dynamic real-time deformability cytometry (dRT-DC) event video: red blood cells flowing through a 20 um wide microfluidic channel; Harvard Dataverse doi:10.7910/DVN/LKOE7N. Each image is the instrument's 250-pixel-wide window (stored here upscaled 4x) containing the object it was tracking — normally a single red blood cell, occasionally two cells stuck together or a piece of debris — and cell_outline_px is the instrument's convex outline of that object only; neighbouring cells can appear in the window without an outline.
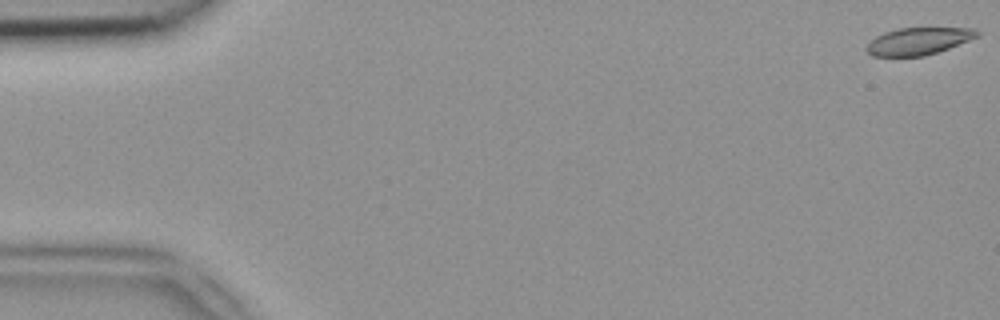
{"species": "common noctule bat (a hibernating species)", "species_latin": "Nyctalus noctula", "temperature_condition": "room temperature", "stored_images_in_passage": 50, "camera_frame_rate_fps": 3000, "um_per_image_px": 0.085, "animal": {"sex": "female", "body_mass_g": 18.4}, "frame": {"image": 1, "passage_image": 1, "time_ms": 0.0, "image_size_px": [1000, 320], "cell_outline_px": [[980, 36], [948, 48], [924, 56], [872, 56], [864, 48], [876, 36], [884, 32], [900, 28], [972, 28], [980, 32]], "centroid_in_image_um": [78.06, 3.49], "position_along_channel_um": 6.9, "area_um2": 17.4}}
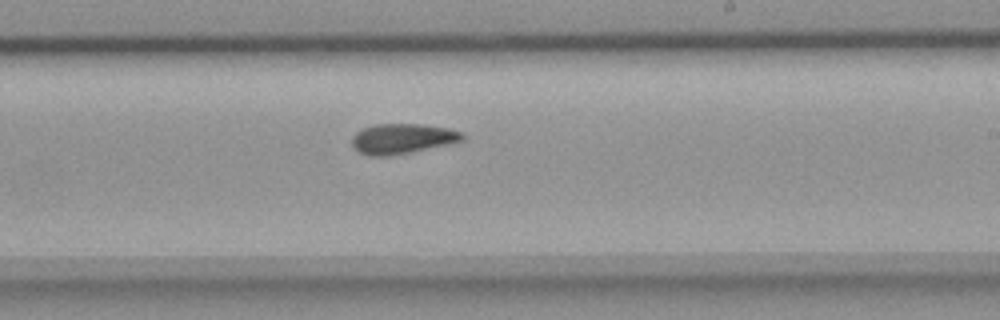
{"frame": {"image": 2, "passage_image": 30, "time_ms": 9.667, "image_size_px": [1000, 320], "cell_outline_px": [[464, 140], [448, 144], [412, 152], [388, 156], [368, 156], [360, 152], [352, 144], [352, 136], [356, 132], [372, 124], [424, 124], [448, 128], [460, 132], [464, 136]], "centroid_in_image_um": [34.18, 11.78], "position_along_channel_um": 254.8, "area_um2": 19.36}}
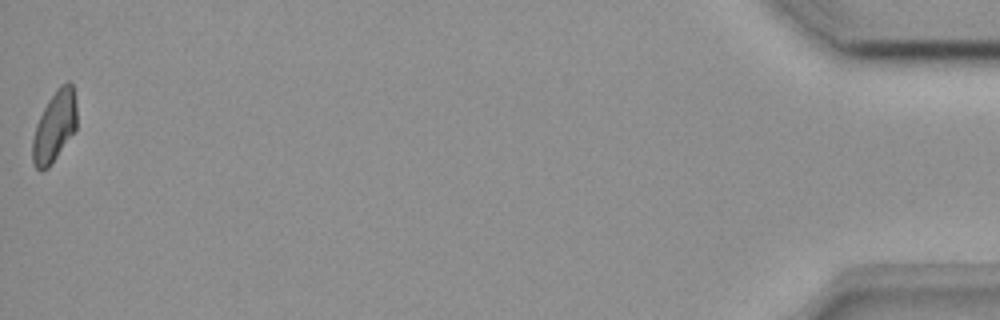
{"frame": {"image": 3, "passage_image": 50, "time_ms": 16.333, "image_size_px": [1000, 320], "cell_outline_px": [[76, 128], [52, 164], [48, 168], [40, 172], [36, 168], [32, 160], [32, 140], [36, 124], [48, 100], [56, 88], [60, 84], [68, 80], [72, 80], [76, 104]], "centroid_in_image_um": [4.63, 10.73], "position_along_channel_um": 430.6, "area_um2": 18.44}}